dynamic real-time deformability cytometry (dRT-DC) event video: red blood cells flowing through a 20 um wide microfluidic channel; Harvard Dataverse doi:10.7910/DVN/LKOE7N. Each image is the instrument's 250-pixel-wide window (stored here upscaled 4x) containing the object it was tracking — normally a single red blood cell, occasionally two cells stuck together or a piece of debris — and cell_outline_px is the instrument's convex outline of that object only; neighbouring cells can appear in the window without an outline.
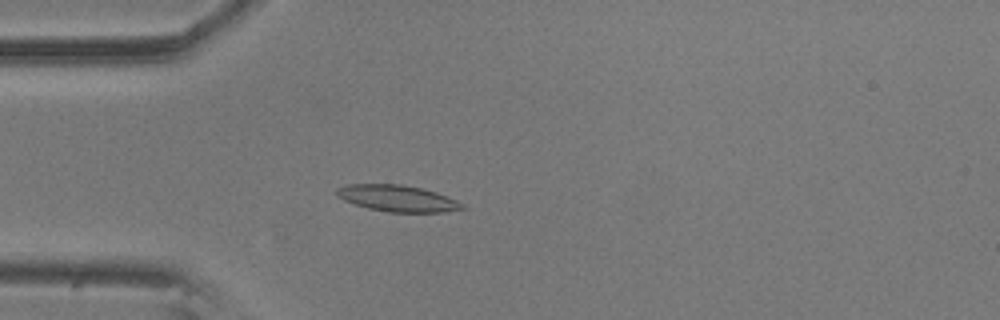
{"species": "common noctule bat (a hibernating species)", "species_latin": "Nyctalus noctula", "temperature_condition": "room temperature", "stored_images_in_passage": 54, "camera_frame_rate_fps": 3000, "um_per_image_px": 0.085, "animal": {"sex": "male", "body_mass_g": 20.5, "forearm_length_mm": 52.5}, "frame": {"image": 1, "passage_image": 13, "time_ms": 4.0, "image_size_px": [1000, 320], "cell_outline_px": [[468, 208], [444, 212], [388, 212], [368, 208], [344, 200], [336, 196], [336, 188], [348, 184], [400, 184], [420, 188], [436, 192], [448, 196], [464, 204]], "centroid_in_image_um": [33.8, 16.86], "position_along_channel_um": 51.2, "area_um2": 19.36}}
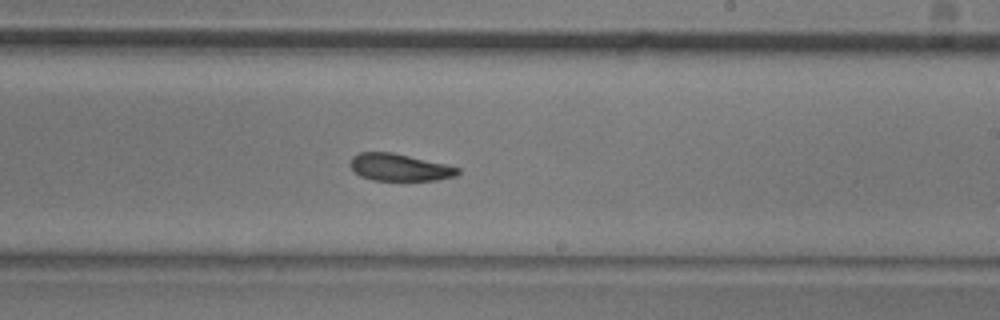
{"frame": {"image": 2, "passage_image": 31, "time_ms": 10.0, "image_size_px": [1000, 320], "cell_outline_px": [[460, 172], [456, 176], [436, 180], [372, 180], [360, 176], [348, 164], [352, 156], [360, 152], [392, 152], [444, 164], [460, 168]], "centroid_in_image_um": [33.93, 14.22], "position_along_channel_um": 255.1, "area_um2": 16.94}}
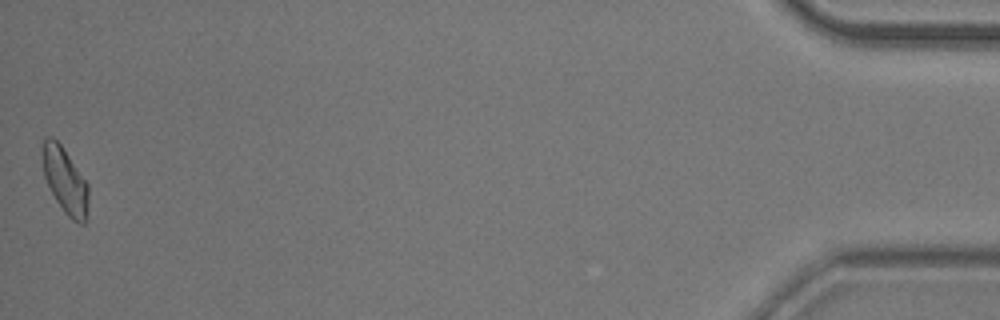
{"frame": {"image": 3, "passage_image": 54, "time_ms": 17.667, "image_size_px": [1000, 320], "cell_outline_px": [[88, 204], [84, 224], [80, 224], [72, 220], [64, 212], [56, 200], [44, 176], [40, 148], [44, 136], [52, 136], [60, 144], [88, 184]], "centroid_in_image_um": [5.49, 15.31], "position_along_channel_um": 429.7, "area_um2": 17.63}, "authors_computed_cell_mechanics": {"area_um2": 17.8891, "velocity_mm_per_s": 3.5361, "shape_relaxation_time_tau1_ms": 7.6366, "shape_relaxation_time_tau2_ms": 7.6214, "deformation_change_tau1": 0.1572, "deformation_change_tau2": 0.1534}}